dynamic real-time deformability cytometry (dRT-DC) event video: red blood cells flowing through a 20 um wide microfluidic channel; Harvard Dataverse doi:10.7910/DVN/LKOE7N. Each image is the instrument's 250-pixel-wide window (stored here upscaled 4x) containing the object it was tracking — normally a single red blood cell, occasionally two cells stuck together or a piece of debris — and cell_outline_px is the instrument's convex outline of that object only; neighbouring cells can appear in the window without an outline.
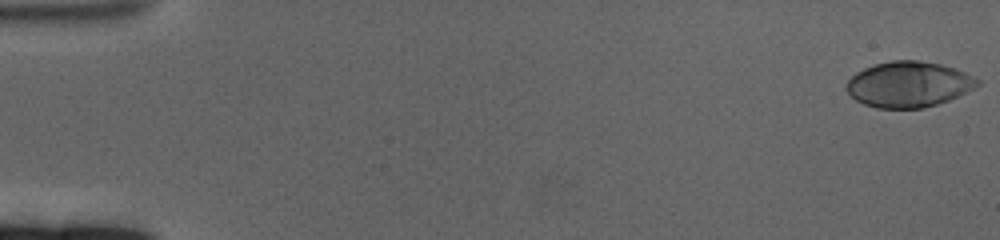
{"species": "human", "species_latin": "Homo sapiens", "temperature_condition": "cold", "stored_images_in_passage": 62, "camera_frame_rate_fps": 3000, "um_per_image_px": 0.085, "donor": {"sex": "female"}, "frame": {"image": 1, "passage_image": 1, "time_ms": 0.0, "image_size_px": [1000, 240], "cell_outline_px": [[980, 84], [976, 88], [948, 100], [936, 104], [920, 108], [876, 108], [864, 104], [856, 100], [844, 88], [844, 84], [856, 72], [864, 68], [876, 64], [892, 60], [916, 60], [940, 64], [956, 68], [980, 80]], "centroid_in_image_um": [77.22, 7.16], "position_along_channel_um": 7.8, "area_um2": 34.85}}
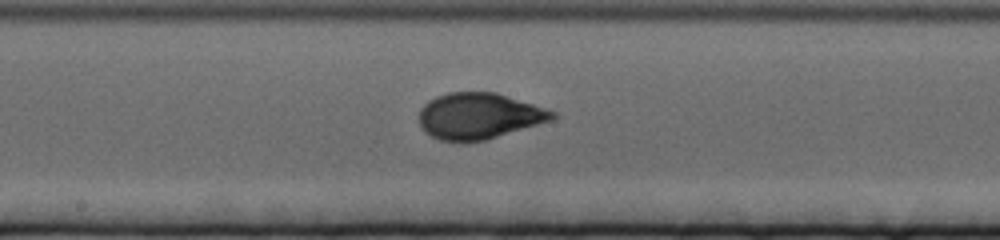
{"frame": {"image": 2, "passage_image": 34, "time_ms": 11.0, "image_size_px": [1000, 240], "cell_outline_px": [[556, 120], [484, 140], [440, 140], [424, 132], [420, 128], [420, 108], [428, 100], [436, 96], [448, 92], [496, 92], [556, 112]], "centroid_in_image_um": [40.72, 9.84], "position_along_channel_um": 207.5, "area_um2": 35.66}}
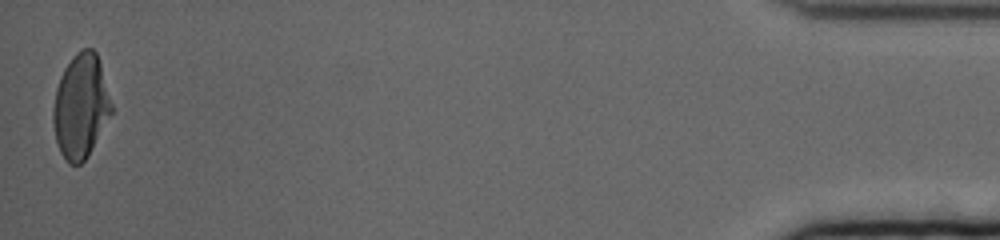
{"frame": {"image": 3, "passage_image": 62, "time_ms": 20.333, "image_size_px": [1000, 240], "cell_outline_px": [[112, 112], [88, 156], [80, 164], [68, 164], [60, 152], [56, 140], [52, 120], [52, 108], [56, 88], [60, 76], [64, 68], [72, 56], [76, 52], [84, 48], [92, 48], [96, 52], [100, 64], [112, 104]], "centroid_in_image_um": [6.84, 9.03], "position_along_channel_um": 428.4, "area_um2": 35.32}, "authors_computed_cell_mechanics": {"area_um2": 35.258, "velocity_mm_per_s": 3.2777, "shape_relaxation_time_tau1_ms": 5.8714, "shape_relaxation_time_tau2_ms": null, "deformation_change_tau1": 0.22, "deformation_change_tau2": null}}